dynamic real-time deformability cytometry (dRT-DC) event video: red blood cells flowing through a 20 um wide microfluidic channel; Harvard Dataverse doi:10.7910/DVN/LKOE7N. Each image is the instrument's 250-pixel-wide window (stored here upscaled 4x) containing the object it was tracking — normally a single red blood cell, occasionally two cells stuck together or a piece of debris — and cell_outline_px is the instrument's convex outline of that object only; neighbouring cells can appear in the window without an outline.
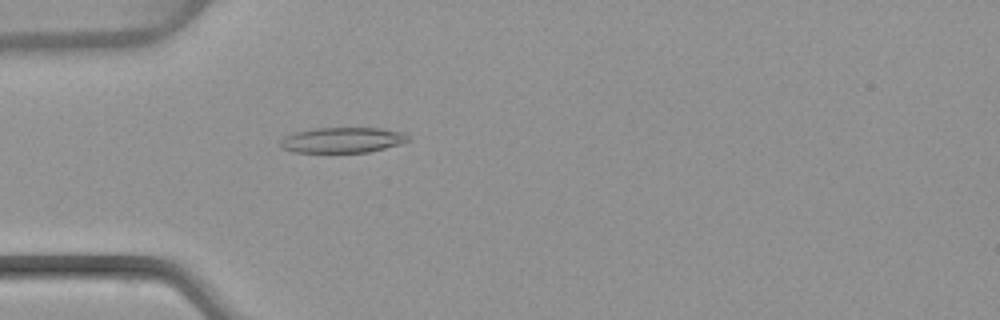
{"species": "common noctule bat (a hibernating species)", "species_latin": "Nyctalus noctula", "temperature_condition": "warm", "stored_images_in_passage": 38, "camera_frame_rate_fps": 3000, "um_per_image_px": 0.085, "animal": {"sex": "female", "body_mass_g": 22.7, "forearm_length_mm": 54.2}, "frame": {"image": 1, "passage_image": 3, "time_ms": 0.667, "image_size_px": [1000, 320], "cell_outline_px": [[412, 140], [400, 144], [368, 152], [292, 152], [280, 148], [280, 140], [296, 132], [316, 128], [380, 128], [404, 132], [412, 136]], "centroid_in_image_um": [29.17, 11.9], "position_along_channel_um": 55.8, "area_um2": 19.02}}
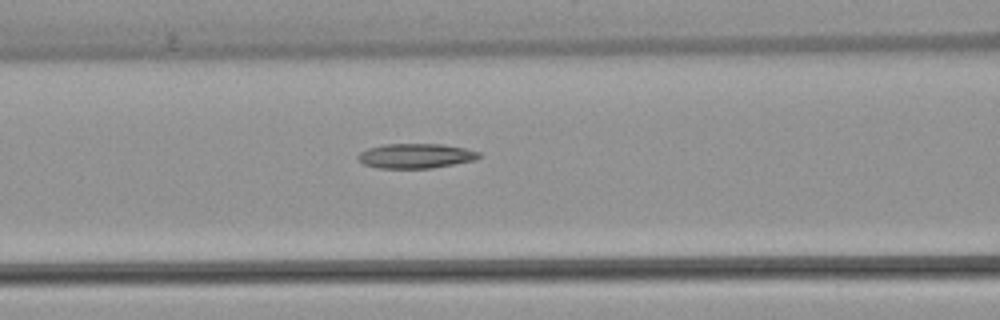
{"frame": {"image": 2, "passage_image": 9, "time_ms": 2.667, "image_size_px": [1000, 320], "cell_outline_px": [[480, 156], [476, 160], [432, 168], [376, 168], [364, 164], [356, 160], [356, 156], [360, 152], [368, 148], [384, 144], [440, 144], [464, 148], [480, 152]], "centroid_in_image_um": [35.3, 13.25], "position_along_channel_um": 131.3, "area_um2": 17.51}}
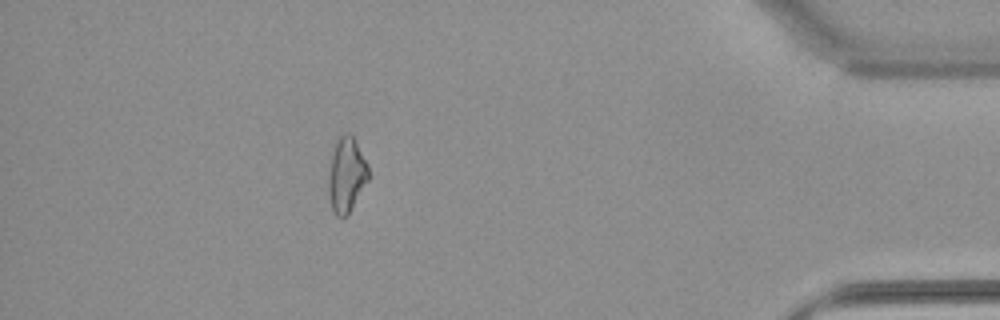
{"frame": {"image": 3, "passage_image": 33, "time_ms": 10.667, "image_size_px": [1000, 320], "cell_outline_px": [[368, 180], [348, 212], [344, 216], [336, 216], [332, 208], [328, 196], [328, 176], [332, 148], [336, 140], [344, 132], [348, 132], [352, 136], [368, 164]], "centroid_in_image_um": [29.41, 14.81], "position_along_channel_um": 405.8, "area_um2": 17.22}, "authors_computed_cell_mechanics": {"area_um2": 17.2244, "velocity_mm_per_s": 4.0382, "shape_relaxation_time_tau1_ms": null, "shape_relaxation_time_tau2_ms": 7.0155, "deformation_change_tau1": null, "deformation_change_tau2": 0.1925}}